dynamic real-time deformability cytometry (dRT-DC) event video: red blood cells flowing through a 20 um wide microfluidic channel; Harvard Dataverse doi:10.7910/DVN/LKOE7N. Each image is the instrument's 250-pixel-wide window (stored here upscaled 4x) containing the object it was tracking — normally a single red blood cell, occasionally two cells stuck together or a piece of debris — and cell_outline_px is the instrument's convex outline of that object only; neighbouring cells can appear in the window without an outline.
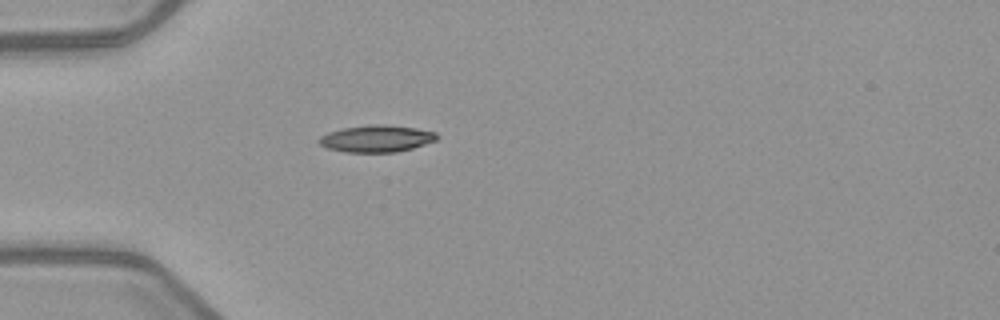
{"species": "common noctule bat (a hibernating species)", "species_latin": "Nyctalus noctula", "temperature_condition": "warm", "stored_images_in_passage": 2, "camera_frame_rate_fps": 3000, "um_per_image_px": 0.085, "animal": {"sex": "female", "body_mass_g": 21.9}, "frame": {"image": 1, "passage_image": 2, "time_ms": 1.333, "image_size_px": [1000, 320], "cell_outline_px": [[440, 136], [436, 140], [412, 148], [396, 152], [348, 152], [328, 148], [320, 144], [316, 140], [320, 136], [328, 132], [344, 128], [368, 124], [384, 124], [416, 128], [436, 132]], "centroid_in_image_um": [32.01, 11.77], "position_along_channel_um": 53.0, "area_um2": 18.5}}